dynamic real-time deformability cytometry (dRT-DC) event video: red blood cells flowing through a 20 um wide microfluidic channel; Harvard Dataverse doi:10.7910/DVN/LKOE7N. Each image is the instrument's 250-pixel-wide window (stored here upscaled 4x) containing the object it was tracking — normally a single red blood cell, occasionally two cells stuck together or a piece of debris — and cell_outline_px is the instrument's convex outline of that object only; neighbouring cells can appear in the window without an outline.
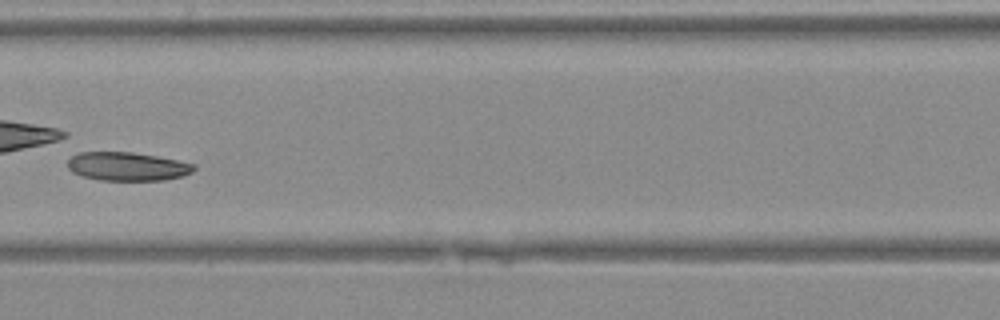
{"species": "Egyptian fruit bat (a non-hibernating species)", "species_latin": "Rousettus aegyptiacus", "temperature_condition": "warm", "stored_images_in_passage": 31, "segment_of_instrument_passage": [1, 2], "camera_frame_rate_fps": 3000, "um_per_image_px": 0.085, "animal": {"sex": "female"}, "frame": {"image": 1, "passage_image": 10, "time_ms": 3.0, "image_size_px": [1000, 320], "cell_outline_px": [[196, 168], [192, 172], [184, 176], [164, 180], [100, 180], [80, 176], [72, 172], [68, 168], [68, 160], [76, 152], [132, 152], [156, 156], [196, 164]], "centroid_in_image_um": [10.81, 14.15], "position_along_channel_um": 196.6, "area_um2": 21.15}}